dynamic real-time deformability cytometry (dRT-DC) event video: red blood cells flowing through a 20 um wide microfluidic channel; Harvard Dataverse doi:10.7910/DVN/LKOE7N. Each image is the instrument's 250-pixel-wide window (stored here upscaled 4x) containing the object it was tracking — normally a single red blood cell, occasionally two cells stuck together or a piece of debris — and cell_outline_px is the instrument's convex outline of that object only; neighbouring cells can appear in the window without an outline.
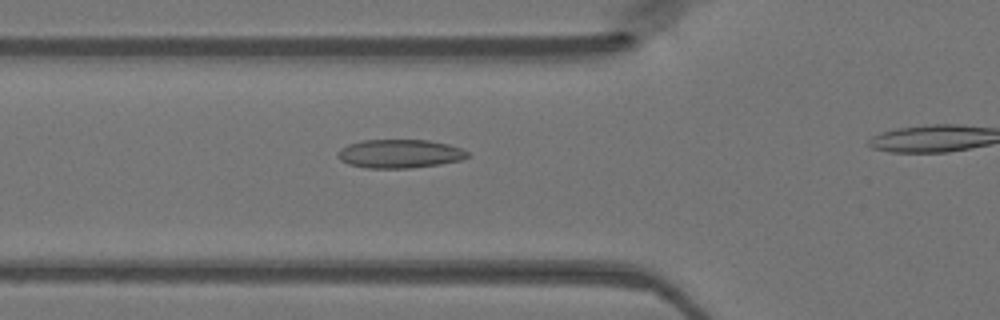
{"species": "Egyptian fruit bat (a non-hibernating species)", "species_latin": "Rousettus aegyptiacus", "temperature_condition": "warm", "stored_images_in_passage": 21, "camera_frame_rate_fps": 3000, "um_per_image_px": 0.085, "animal": {"sex": "female"}, "frame": {"image": 1, "passage_image": 8, "time_ms": 2.333, "image_size_px": [1000, 320], "cell_outline_px": [[468, 156], [460, 160], [440, 164], [408, 168], [368, 168], [348, 164], [340, 160], [340, 148], [348, 144], [364, 140], [428, 140], [448, 144], [460, 148], [468, 152]], "centroid_in_image_um": [33.98, 13.06], "position_along_channel_um": 91.8, "area_um2": 21.39}}
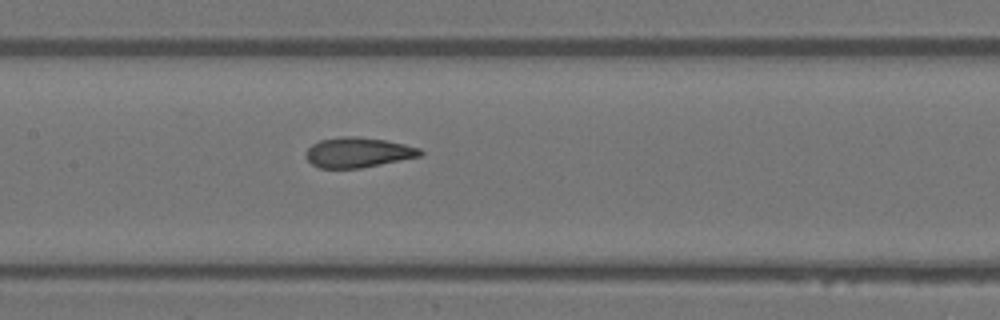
{"frame": {"image": 2, "passage_image": 14, "time_ms": 4.333, "image_size_px": [1000, 320], "cell_outline_px": [[424, 152], [420, 156], [360, 168], [320, 168], [312, 164], [304, 156], [304, 152], [312, 144], [320, 140], [340, 136], [356, 136], [384, 140], [404, 144], [420, 148]], "centroid_in_image_um": [30.39, 12.95], "position_along_channel_um": 177.0, "area_um2": 20.0}}
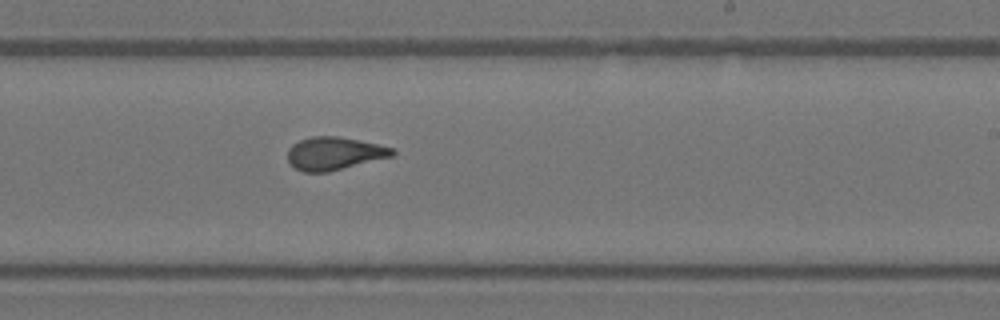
{"frame": {"image": 3, "passage_image": 20, "time_ms": 6.333, "image_size_px": [1000, 320], "cell_outline_px": [[396, 152], [392, 156], [328, 172], [304, 172], [296, 168], [288, 160], [288, 148], [292, 144], [300, 140], [312, 136], [336, 136], [376, 144], [392, 148]], "centroid_in_image_um": [28.38, 13.04], "position_along_channel_um": 260.6, "area_um2": 19.77}}